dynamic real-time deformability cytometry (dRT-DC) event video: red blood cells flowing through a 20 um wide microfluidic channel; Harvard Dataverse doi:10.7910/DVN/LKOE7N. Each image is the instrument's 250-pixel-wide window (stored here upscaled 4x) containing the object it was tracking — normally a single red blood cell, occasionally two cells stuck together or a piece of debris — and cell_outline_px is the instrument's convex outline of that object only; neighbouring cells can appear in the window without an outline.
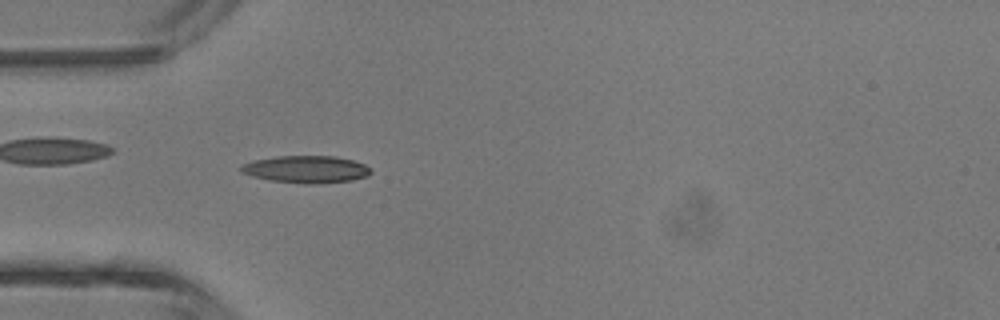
{"species": "common noctule bat (a hibernating species)", "species_latin": "Nyctalus noctula", "temperature_condition": "room temperature", "stored_images_in_passage": 4, "camera_frame_rate_fps": 3000, "um_per_image_px": 0.085, "animal": {"sex": "male", "body_mass_g": 13.3}, "frame": {"image": 1, "passage_image": 4, "time_ms": 3.667, "image_size_px": [1000, 320], "cell_outline_px": [[372, 172], [368, 176], [352, 180], [312, 184], [308, 184], [272, 180], [252, 176], [240, 172], [240, 164], [256, 160], [276, 156], [336, 156], [352, 160], [364, 164], [372, 168]], "centroid_in_image_um": [26.04, 14.38], "position_along_channel_um": 59.0, "area_um2": 20.58}}